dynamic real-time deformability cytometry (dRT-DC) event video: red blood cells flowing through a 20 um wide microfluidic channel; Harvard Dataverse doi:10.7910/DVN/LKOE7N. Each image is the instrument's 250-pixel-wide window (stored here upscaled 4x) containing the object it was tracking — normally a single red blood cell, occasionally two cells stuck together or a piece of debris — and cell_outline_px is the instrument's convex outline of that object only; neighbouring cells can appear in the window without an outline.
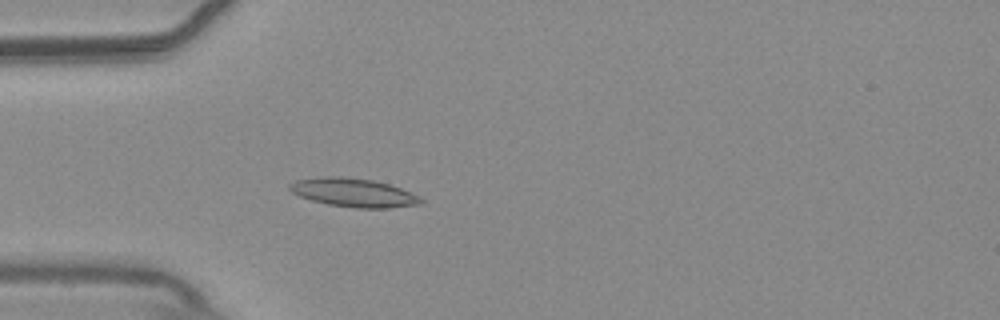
{"species": "common noctule bat (a hibernating species)", "species_latin": "Nyctalus noctula", "temperature_condition": "warm", "stored_images_in_passage": 56, "camera_frame_rate_fps": 3000, "um_per_image_px": 0.085, "animal": {"sex": "male", "body_mass_g": 20.4}, "frame": {"image": 1, "passage_image": 17, "time_ms": 5.333, "image_size_px": [1000, 320], "cell_outline_px": [[424, 204], [388, 208], [356, 208], [328, 204], [312, 200], [300, 196], [292, 192], [288, 188], [288, 184], [296, 180], [324, 176], [340, 176], [372, 180], [388, 184], [412, 192], [424, 200]], "centroid_in_image_um": [30.07, 16.37], "position_along_channel_um": 54.9, "area_um2": 21.91}}
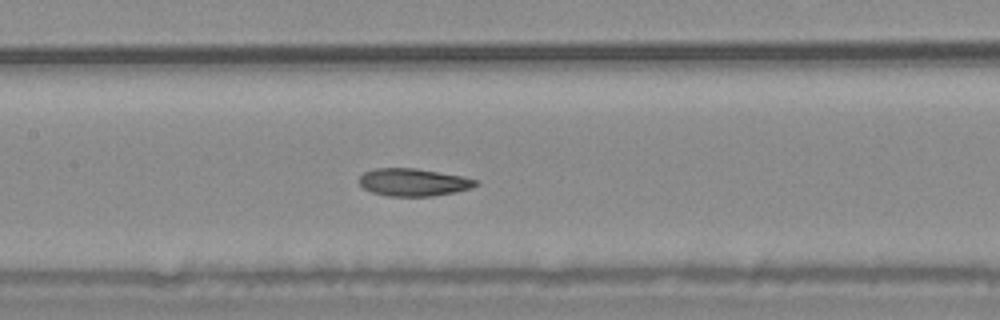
{"frame": {"image": 2, "passage_image": 27, "time_ms": 8.667, "image_size_px": [1000, 320], "cell_outline_px": [[480, 184], [472, 188], [456, 192], [432, 196], [388, 196], [372, 192], [364, 188], [360, 184], [360, 176], [364, 172], [376, 168], [416, 168], [464, 176], [480, 180]], "centroid_in_image_um": [35.21, 15.49], "position_along_channel_um": 172.2, "area_um2": 18.9}}
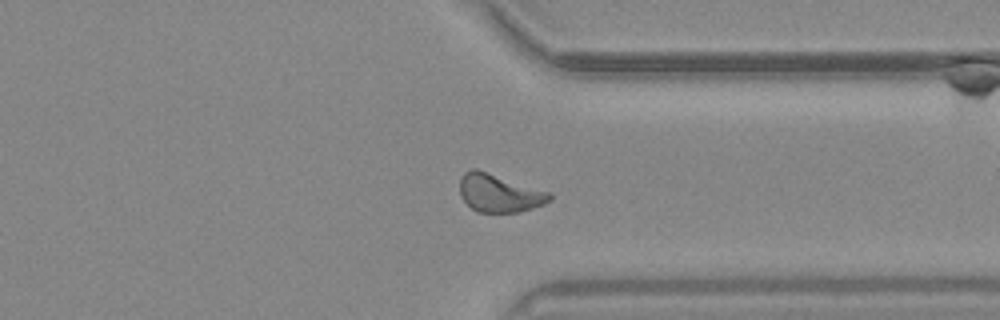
{"frame": {"image": 3, "passage_image": 43, "time_ms": 14.0, "image_size_px": [1000, 320], "cell_outline_px": [[552, 200], [544, 204], [520, 212], [476, 212], [460, 196], [460, 176], [464, 172], [472, 168], [476, 168], [552, 192]], "centroid_in_image_um": [42.46, 16.4], "position_along_channel_um": 368.9, "area_um2": 20.17}, "authors_computed_cell_mechanics": {"area_um2": 19.8254, "velocity_mm_per_s": 3.7138, "shape_relaxation_time_tau1_ms": 6.25, "shape_relaxation_time_tau2_ms": 3.0438, "deformation_change_tau1": 0.1627, "deformation_change_tau2": 0.1031}}